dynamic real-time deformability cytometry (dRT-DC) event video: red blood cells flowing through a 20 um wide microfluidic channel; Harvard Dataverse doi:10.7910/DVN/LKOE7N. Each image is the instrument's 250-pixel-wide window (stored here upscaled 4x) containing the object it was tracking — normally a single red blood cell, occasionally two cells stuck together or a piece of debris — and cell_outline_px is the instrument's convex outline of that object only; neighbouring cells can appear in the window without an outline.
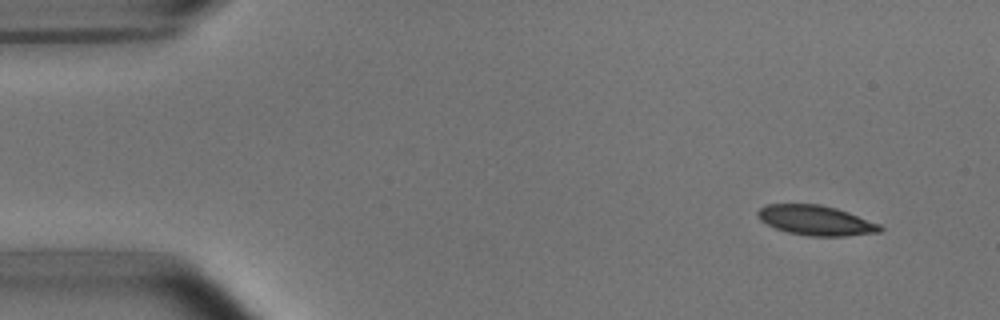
{"species": "common noctule bat (a hibernating species)", "species_latin": "Nyctalus noctula", "temperature_condition": "room temperature", "stored_images_in_passage": 5, "camera_frame_rate_fps": 3000, "um_per_image_px": 0.085, "animal": {"sex": "male", "body_mass_g": 15.6}, "frame": {"image": 1, "passage_image": 1, "time_ms": 0.0, "image_size_px": [1000, 320], "cell_outline_px": [[884, 228], [880, 232], [844, 236], [808, 236], [788, 232], [776, 228], [760, 220], [756, 216], [756, 212], [760, 208], [768, 204], [820, 204], [836, 208], [848, 212], [880, 224]], "centroid_in_image_um": [69.35, 18.73], "position_along_channel_um": 15.7, "area_um2": 21.27}}
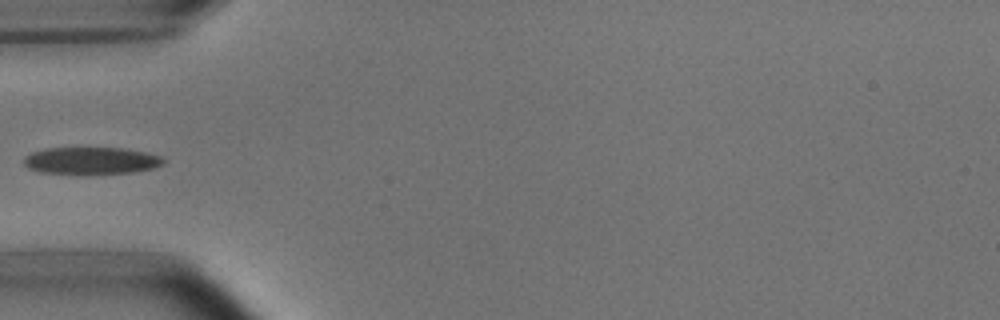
{"frame": {"image": 2, "passage_image": 4, "time_ms": 4.333, "image_size_px": [1000, 320], "cell_outline_px": [[168, 160], [164, 164], [156, 168], [132, 172], [88, 176], [40, 172], [28, 168], [24, 164], [24, 156], [32, 152], [44, 148], [124, 148], [148, 152], [164, 156]], "centroid_in_image_um": [7.82, 13.68], "position_along_channel_um": 77.2, "area_um2": 23.12}}